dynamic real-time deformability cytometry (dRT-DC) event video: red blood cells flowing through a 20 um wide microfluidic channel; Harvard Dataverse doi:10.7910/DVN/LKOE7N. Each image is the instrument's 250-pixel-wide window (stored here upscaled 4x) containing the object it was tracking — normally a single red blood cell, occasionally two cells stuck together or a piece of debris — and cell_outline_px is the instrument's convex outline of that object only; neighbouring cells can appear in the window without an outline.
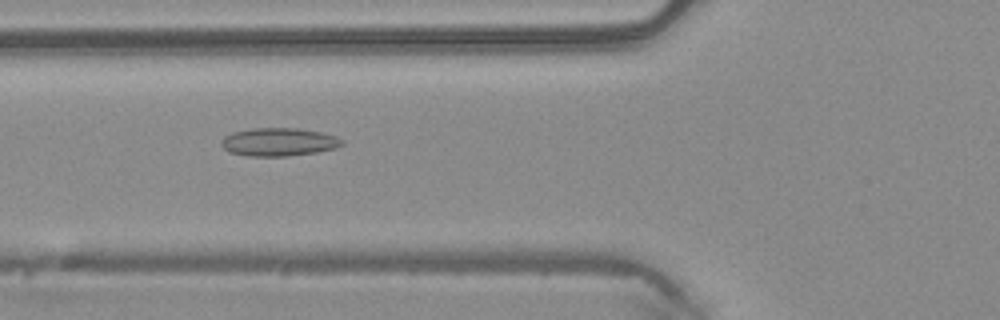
{"species": "common noctule bat (a hibernating species)", "species_latin": "Nyctalus noctula", "temperature_condition": "warm", "stored_images_in_passage": 40, "camera_frame_rate_fps": 3000, "um_per_image_px": 0.085, "animal": {"sex": "male", "body_mass_g": 20.4}, "frame": {"image": 1, "passage_image": 8, "time_ms": 2.333, "image_size_px": [1000, 320], "cell_outline_px": [[344, 144], [336, 148], [316, 152], [288, 156], [248, 156], [228, 152], [220, 144], [224, 136], [232, 132], [252, 128], [300, 128], [320, 132], [336, 136], [344, 140]], "centroid_in_image_um": [23.69, 12.06], "position_along_channel_um": 102.1, "area_um2": 19.94}}
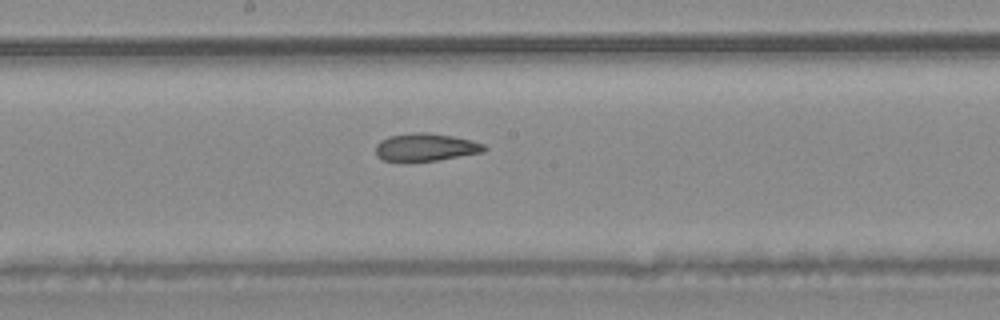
{"frame": {"image": 2, "passage_image": 16, "time_ms": 5.0, "image_size_px": [1000, 320], "cell_outline_px": [[488, 148], [484, 152], [436, 160], [384, 160], [376, 156], [376, 144], [380, 140], [388, 136], [412, 132], [428, 132], [452, 136], [472, 140], [484, 144]], "centroid_in_image_um": [36.19, 12.49], "position_along_channel_um": 212.0, "area_um2": 17.4}}
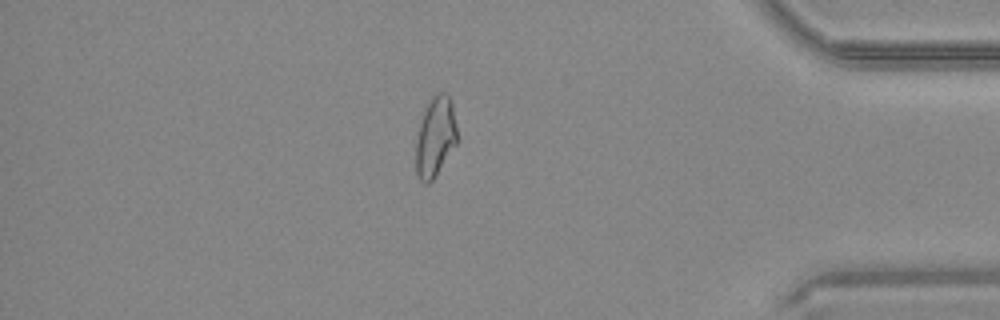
{"frame": {"image": 3, "passage_image": 32, "time_ms": 10.333, "image_size_px": [1000, 320], "cell_outline_px": [[456, 144], [432, 180], [428, 184], [424, 184], [420, 180], [416, 172], [416, 140], [420, 124], [424, 112], [432, 96], [436, 92], [444, 92], [448, 96], [452, 104], [456, 128]], "centroid_in_image_um": [36.99, 11.64], "position_along_channel_um": 398.2, "area_um2": 18.79}, "authors_computed_cell_mechanics": {"area_um2": 18.7561, "velocity_mm_per_s": 4.122, "shape_relaxation_time_tau1_ms": null, "shape_relaxation_time_tau2_ms": 5.1572, "deformation_change_tau1": null, "deformation_change_tau2": 0.1355}}